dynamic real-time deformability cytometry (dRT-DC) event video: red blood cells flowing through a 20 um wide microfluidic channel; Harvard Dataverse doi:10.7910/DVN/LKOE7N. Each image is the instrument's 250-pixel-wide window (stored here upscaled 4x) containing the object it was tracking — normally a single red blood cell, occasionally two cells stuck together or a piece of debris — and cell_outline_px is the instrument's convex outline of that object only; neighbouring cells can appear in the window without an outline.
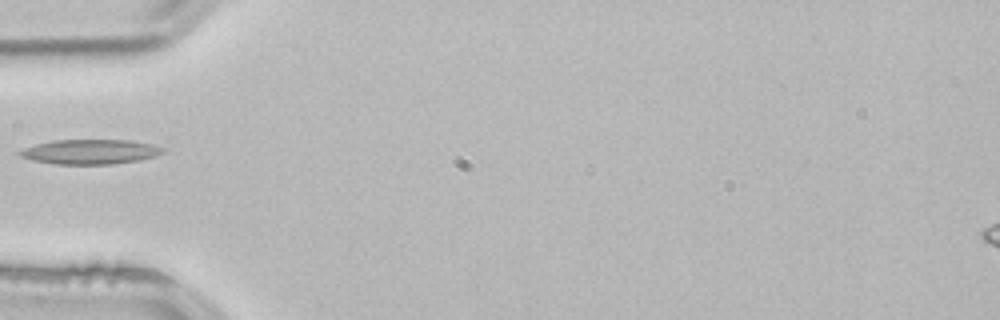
{"species": "common noctule bat (a hibernating species)", "species_latin": "Nyctalus noctula", "temperature_condition": "room temperature", "stored_images_in_passage": 1, "camera_frame_rate_fps": 3000, "um_per_image_px": 0.085, "animal": {"sex": "male", "body_mass_g": 21.5, "forearm_length_mm": 52.0}, "frame": {"image": 1, "passage_image": 1, "time_ms": 0.0, "image_size_px": [1000, 320], "cell_outline_px": [[164, 152], [156, 156], [140, 160], [112, 164], [56, 164], [32, 160], [20, 156], [16, 152], [24, 148], [36, 144], [52, 140], [132, 140], [152, 144], [164, 148]], "centroid_in_image_um": [7.67, 12.9], "position_along_channel_um": 77.3, "area_um2": 20.69}}